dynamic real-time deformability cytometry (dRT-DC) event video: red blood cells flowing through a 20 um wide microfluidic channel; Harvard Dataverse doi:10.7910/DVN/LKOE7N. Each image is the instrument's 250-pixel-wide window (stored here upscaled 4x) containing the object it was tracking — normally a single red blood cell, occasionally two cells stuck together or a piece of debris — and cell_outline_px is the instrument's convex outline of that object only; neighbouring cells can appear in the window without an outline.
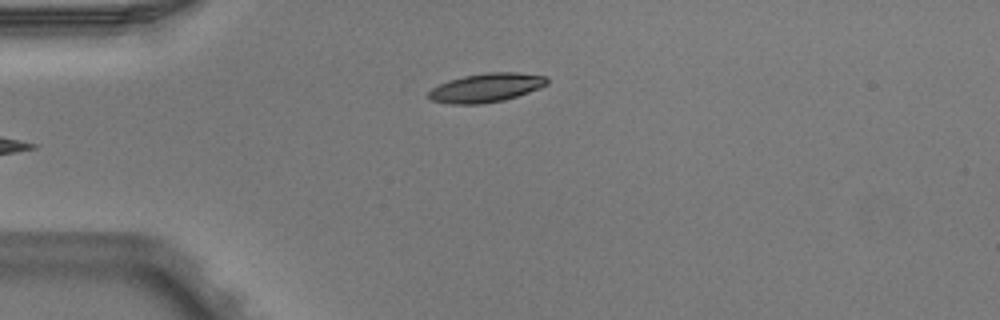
{"species": "Egyptian fruit bat (a non-hibernating species)", "species_latin": "Rousettus aegyptiacus", "temperature_condition": "warm", "stored_images_in_passage": 4, "camera_frame_rate_fps": 3000, "um_per_image_px": 0.085, "animal": {"sex": "male"}, "frame": {"image": 1, "passage_image": 4, "time_ms": 1.0, "image_size_px": [1000, 320], "cell_outline_px": [[548, 84], [540, 88], [504, 100], [480, 104], [452, 104], [432, 100], [428, 96], [428, 92], [432, 88], [448, 80], [464, 76], [488, 72], [516, 72], [548, 76]], "centroid_in_image_um": [41.35, 7.45], "position_along_channel_um": 43.7, "area_um2": 19.88}}